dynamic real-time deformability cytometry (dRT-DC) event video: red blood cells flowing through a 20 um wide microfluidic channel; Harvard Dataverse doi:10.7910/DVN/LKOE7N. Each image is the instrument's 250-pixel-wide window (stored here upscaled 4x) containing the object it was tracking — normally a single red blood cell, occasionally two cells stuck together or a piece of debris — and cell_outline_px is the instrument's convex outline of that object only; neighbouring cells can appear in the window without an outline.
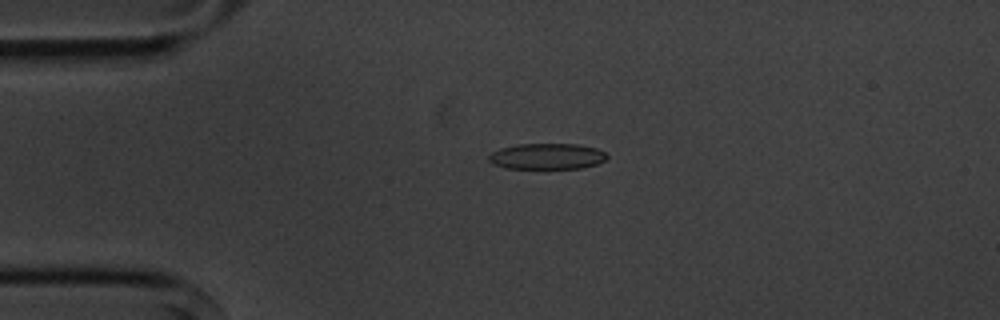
{"species": "common noctule bat (a hibernating species)", "species_latin": "Nyctalus noctula", "temperature_condition": "cold", "stored_images_in_passage": 5, "camera_frame_rate_fps": 3000, "um_per_image_px": 0.085, "animal": {"sex": "male", "body_mass_g": 20.1, "forearm_length_mm": 53.5}, "frame": {"image": 1, "passage_image": 4, "time_ms": 3.333, "image_size_px": [1000, 320], "cell_outline_px": [[608, 156], [604, 160], [596, 164], [580, 168], [504, 168], [492, 164], [488, 160], [488, 156], [492, 152], [500, 148], [516, 144], [576, 144], [596, 148], [604, 152]], "centroid_in_image_um": [46.45, 13.28], "position_along_channel_um": 38.6, "area_um2": 17.8}}